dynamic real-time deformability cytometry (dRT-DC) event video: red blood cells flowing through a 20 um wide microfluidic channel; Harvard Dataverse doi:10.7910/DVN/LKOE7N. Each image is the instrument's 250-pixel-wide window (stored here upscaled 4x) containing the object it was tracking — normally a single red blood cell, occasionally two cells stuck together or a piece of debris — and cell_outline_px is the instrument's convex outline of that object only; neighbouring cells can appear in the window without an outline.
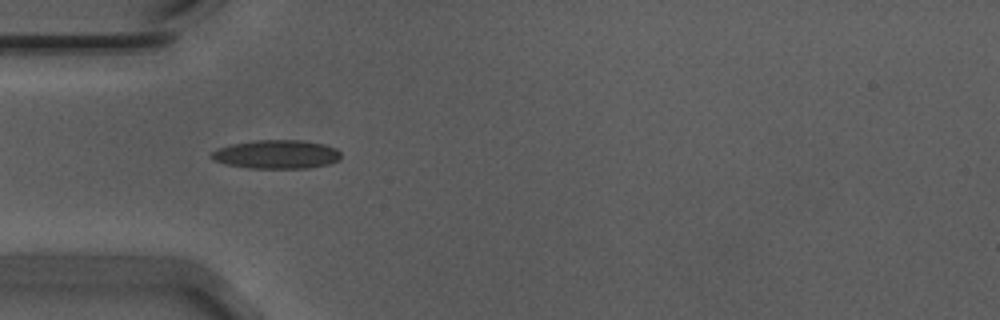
{"species": "Egyptian fruit bat (a non-hibernating species)", "species_latin": "Rousettus aegyptiacus", "temperature_condition": "warm", "stored_images_in_passage": 20, "camera_frame_rate_fps": 3000, "um_per_image_px": 0.085, "animal": {"sex": "male"}, "frame": {"image": 1, "passage_image": 4, "time_ms": 1.0, "image_size_px": [1000, 320], "cell_outline_px": [[340, 160], [328, 164], [308, 168], [248, 168], [228, 164], [212, 160], [208, 156], [212, 152], [220, 148], [232, 144], [256, 140], [304, 140], [324, 144], [336, 148], [340, 152]], "centroid_in_image_um": [23.52, 13.12], "position_along_channel_um": 61.5, "area_um2": 21.68}}
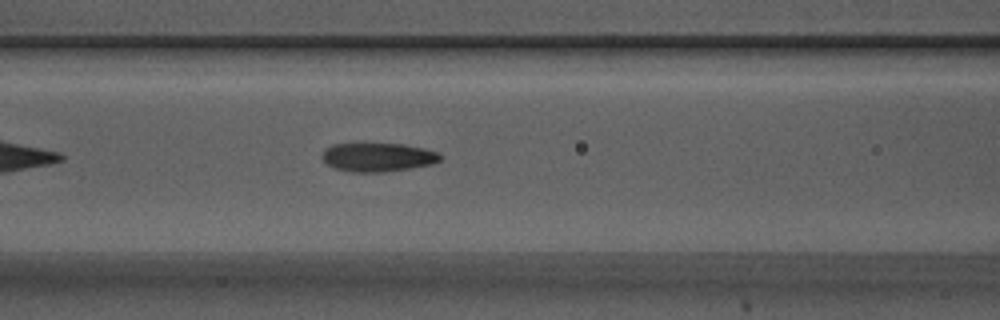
{"frame": {"image": 2, "passage_image": 10, "time_ms": 3.0, "image_size_px": [1000, 320], "cell_outline_px": [[444, 156], [440, 160], [432, 164], [412, 168], [380, 172], [352, 172], [336, 168], [328, 164], [320, 156], [324, 148], [332, 144], [404, 144], [424, 148], [440, 152]], "centroid_in_image_um": [32.15, 13.35], "position_along_channel_um": 134.5, "area_um2": 19.88}}
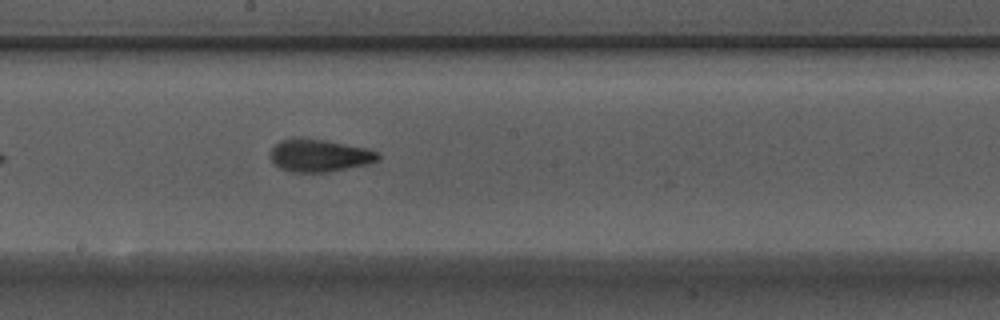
{"frame": {"image": 3, "passage_image": 17, "time_ms": 5.333, "image_size_px": [1000, 320], "cell_outline_px": [[380, 160], [368, 164], [324, 172], [292, 172], [280, 168], [272, 160], [272, 148], [280, 140], [292, 136], [300, 136], [324, 140], [368, 148], [380, 152]], "centroid_in_image_um": [27.17, 13.19], "position_along_channel_um": 221.0, "area_um2": 20.58}}